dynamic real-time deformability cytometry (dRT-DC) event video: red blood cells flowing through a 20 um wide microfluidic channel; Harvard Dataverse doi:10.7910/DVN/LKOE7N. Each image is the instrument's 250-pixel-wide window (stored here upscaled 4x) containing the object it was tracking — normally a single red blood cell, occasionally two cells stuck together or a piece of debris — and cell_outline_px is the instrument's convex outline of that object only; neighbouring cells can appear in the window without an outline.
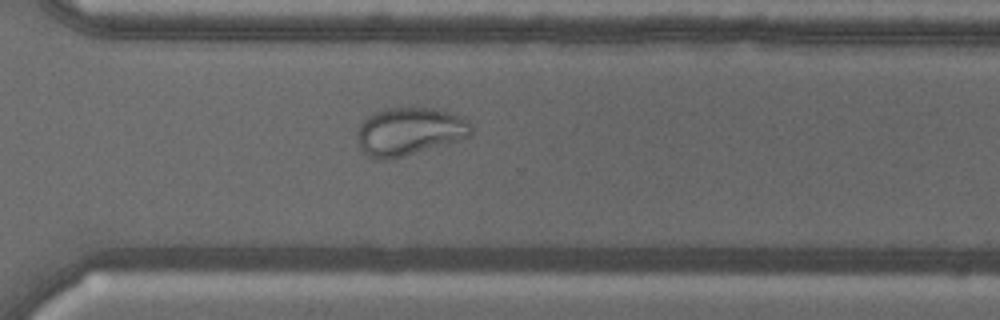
{"species": "common noctule bat (a hibernating species)", "species_latin": "Nyctalus noctula", "temperature_condition": "warm", "stored_images_in_passage": 56, "camera_frame_rate_fps": 3000, "um_per_image_px": 0.085, "animal": {"sex": "male", "body_mass_g": 18.8}, "frame": {"image": 1, "passage_image": 40, "time_ms": 13.0, "image_size_px": [1000, 320], "cell_outline_px": [[472, 136], [448, 144], [404, 156], [388, 160], [376, 160], [364, 152], [360, 148], [356, 132], [360, 124], [368, 116], [376, 112], [388, 108], [432, 108], [448, 112], [460, 116], [468, 120], [472, 128]], "centroid_in_image_um": [34.81, 11.19], "position_along_channel_um": 335.8, "area_um2": 31.91}}